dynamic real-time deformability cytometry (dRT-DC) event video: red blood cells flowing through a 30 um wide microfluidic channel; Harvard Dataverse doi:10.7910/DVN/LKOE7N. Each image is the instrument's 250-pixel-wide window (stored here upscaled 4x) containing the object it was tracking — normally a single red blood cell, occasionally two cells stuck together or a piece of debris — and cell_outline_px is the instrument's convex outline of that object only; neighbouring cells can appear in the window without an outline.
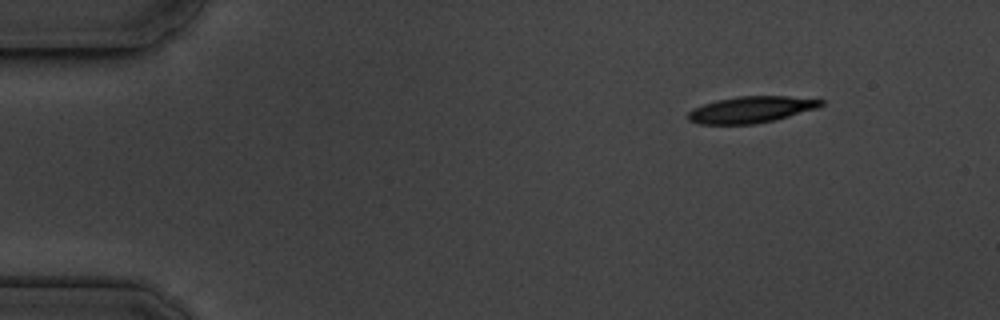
{"species": "common noctule bat (a hibernating species)", "species_latin": "Nyctalus noctula", "temperature_condition": "cold", "stored_images_in_passage": 49, "camera_frame_rate_fps": 3000, "um_per_image_px": 0.085, "animal": {"sex": "male", "body_mass_g": 19.5, "forearm_length_mm": 54.6}, "frame": {"image": 1, "passage_image": 1, "time_ms": 0.0, "image_size_px": [1000, 320], "cell_outline_px": [[824, 104], [820, 108], [776, 120], [756, 124], [700, 124], [688, 120], [688, 112], [692, 108], [716, 100], [736, 96], [788, 96], [824, 100]], "centroid_in_image_um": [63.88, 9.31], "position_along_channel_um": 21.1, "area_um2": 20.75}}
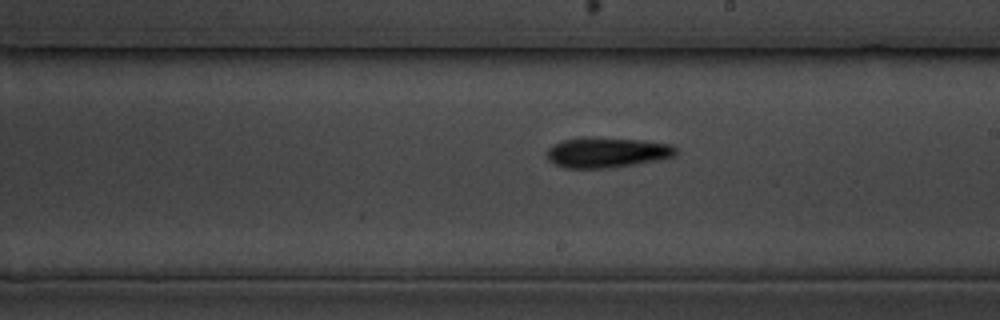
{"frame": {"image": 2, "passage_image": 26, "time_ms": 8.333, "image_size_px": [1000, 320], "cell_outline_px": [[676, 152], [672, 156], [660, 160], [636, 164], [608, 168], [564, 168], [552, 164], [548, 160], [544, 152], [552, 144], [564, 140], [644, 140], [672, 144], [676, 148]], "centroid_in_image_um": [51.56, 13.01], "position_along_channel_um": 237.4, "area_um2": 22.08}}
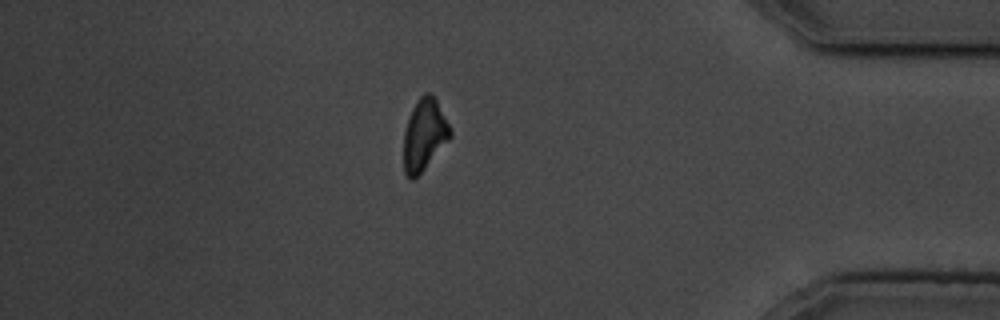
{"frame": {"image": 3, "passage_image": 42, "time_ms": 13.667, "image_size_px": [1000, 320], "cell_outline_px": [[452, 136], [424, 168], [412, 180], [404, 172], [404, 132], [412, 108], [420, 96], [424, 92], [432, 92], [452, 132]], "centroid_in_image_um": [36.06, 11.42], "position_along_channel_um": 399.1, "area_um2": 18.96}, "authors_computed_cell_mechanics": {"area_um2": 21.4438, "velocity_mm_per_s": 3.6362, "shape_relaxation_time_tau1_ms": 3.7037, "shape_relaxation_time_tau2_ms": null, "deformation_change_tau1": 0.1384, "deformation_change_tau2": null}}